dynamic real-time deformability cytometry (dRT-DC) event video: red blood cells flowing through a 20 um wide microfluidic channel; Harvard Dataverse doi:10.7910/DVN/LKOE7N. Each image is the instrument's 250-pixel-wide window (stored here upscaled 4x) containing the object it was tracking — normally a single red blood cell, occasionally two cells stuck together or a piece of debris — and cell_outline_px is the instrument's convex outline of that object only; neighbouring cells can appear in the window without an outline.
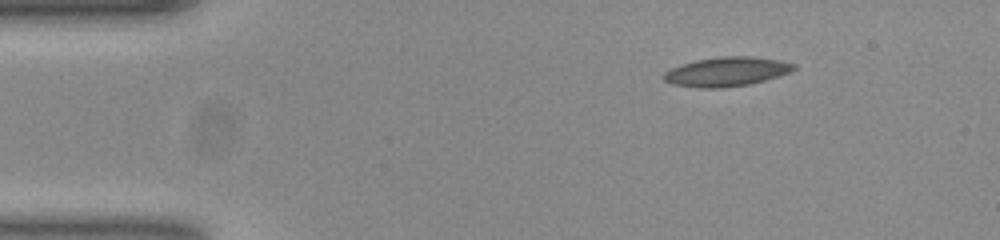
{"species": "common noctule bat (a hibernating species)", "species_latin": "Nyctalus noctula", "temperature_condition": "room temperature", "stored_images_in_passage": 46, "camera_frame_rate_fps": 3000, "um_per_image_px": 0.085, "animal": {"sex": "female", "body_mass_g": 23.0, "forearm_length_mm": 53.4}, "frame": {"image": 1, "passage_image": 1, "time_ms": 0.0, "image_size_px": [1000, 240], "cell_outline_px": [[796, 68], [788, 72], [764, 80], [748, 84], [720, 88], [704, 88], [672, 84], [664, 80], [664, 72], [680, 64], [696, 60], [720, 56], [752, 56], [780, 60], [796, 64]], "centroid_in_image_um": [61.75, 6.08], "position_along_channel_um": 23.3, "area_um2": 21.96}}
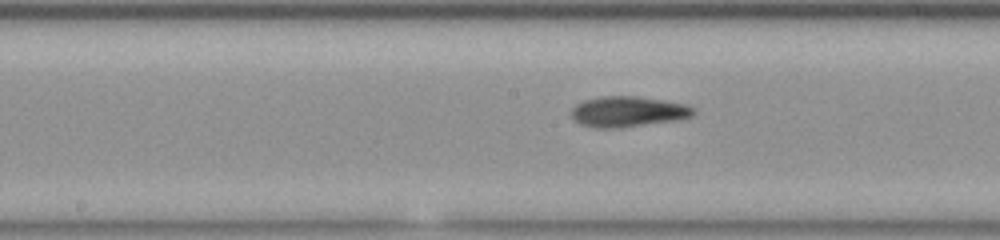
{"frame": {"image": 2, "passage_image": 20, "time_ms": 6.333, "image_size_px": [1000, 240], "cell_outline_px": [[696, 112], [692, 116], [680, 120], [620, 128], [596, 128], [580, 124], [572, 116], [572, 108], [576, 104], [584, 100], [600, 96], [636, 96], [688, 104], [696, 108]], "centroid_in_image_um": [53.43, 9.49], "position_along_channel_um": 194.8, "area_um2": 22.02}}
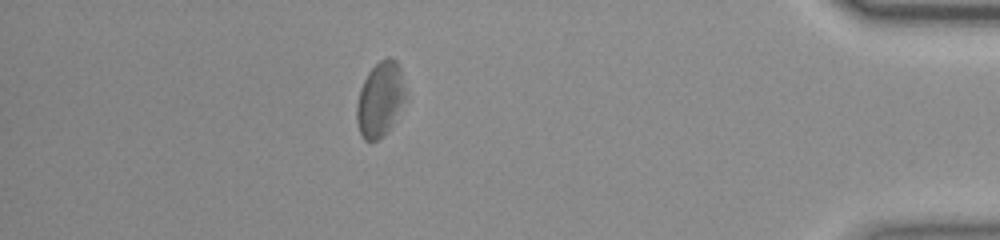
{"frame": {"image": 3, "passage_image": 40, "time_ms": 13.0, "image_size_px": [1000, 240], "cell_outline_px": [[408, 96], [392, 124], [376, 140], [364, 140], [360, 136], [356, 120], [356, 104], [360, 88], [368, 72], [380, 60], [388, 56], [396, 60], [400, 68], [408, 92]], "centroid_in_image_um": [32.33, 8.4], "position_along_channel_um": 402.9, "area_um2": 21.5}, "authors_computed_cell_mechanics": {"area_um2": 21.5883, "velocity_mm_per_s": 3.837, "shape_relaxation_time_tau1_ms": null, "shape_relaxation_time_tau2_ms": 4.1567, "deformation_change_tau1": null, "deformation_change_tau2": 0.1192}}